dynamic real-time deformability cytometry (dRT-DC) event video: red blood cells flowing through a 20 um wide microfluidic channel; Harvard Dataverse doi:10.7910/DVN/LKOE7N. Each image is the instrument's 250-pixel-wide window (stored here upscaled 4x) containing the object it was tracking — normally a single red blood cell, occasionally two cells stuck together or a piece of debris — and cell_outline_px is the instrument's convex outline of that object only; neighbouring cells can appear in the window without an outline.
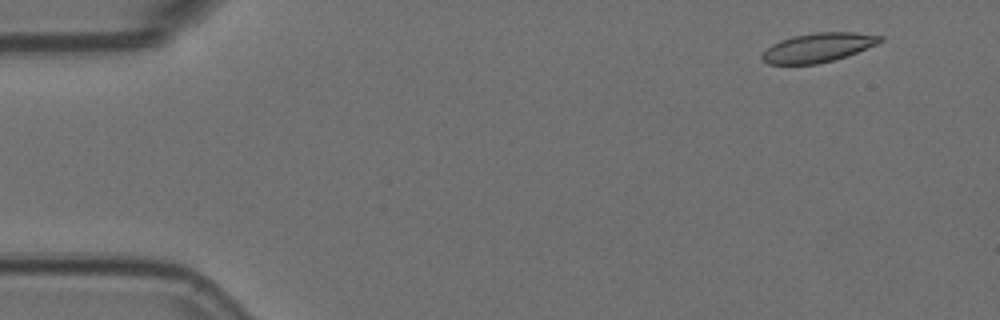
{"species": "Egyptian fruit bat (a non-hibernating species)", "species_latin": "Rousettus aegyptiacus", "temperature_condition": "room temperature", "stored_images_in_passage": 4, "camera_frame_rate_fps": 3000, "um_per_image_px": 0.085, "animal": {"sex": "female"}, "frame": {"image": 1, "passage_image": 1, "time_ms": 0.0, "image_size_px": [1000, 320], "cell_outline_px": [[884, 40], [876, 44], [848, 56], [816, 64], [768, 64], [760, 56], [772, 44], [780, 40], [792, 36], [816, 32], [856, 32], [884, 36]], "centroid_in_image_um": [69.56, 4.03], "position_along_channel_um": 15.4, "area_um2": 20.0}}
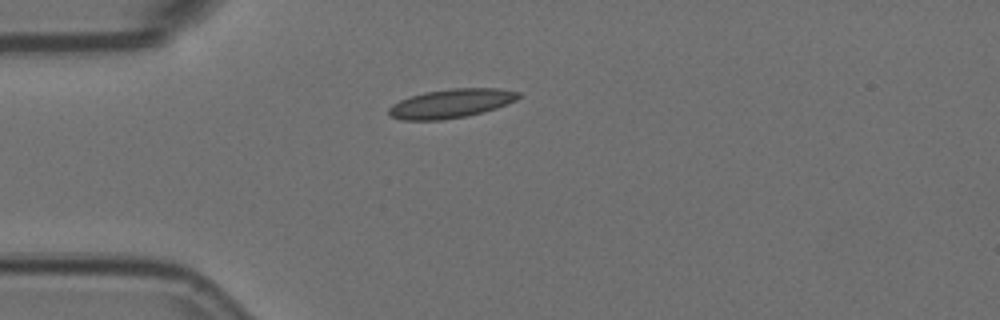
{"frame": {"image": 2, "passage_image": 4, "time_ms": 1.0, "image_size_px": [1000, 320], "cell_outline_px": [[520, 96], [516, 100], [496, 108], [468, 116], [440, 120], [400, 120], [388, 116], [388, 108], [392, 104], [400, 100], [424, 92], [452, 88], [500, 88], [520, 92]], "centroid_in_image_um": [38.32, 8.8], "position_along_channel_um": 46.7, "area_um2": 21.96}}